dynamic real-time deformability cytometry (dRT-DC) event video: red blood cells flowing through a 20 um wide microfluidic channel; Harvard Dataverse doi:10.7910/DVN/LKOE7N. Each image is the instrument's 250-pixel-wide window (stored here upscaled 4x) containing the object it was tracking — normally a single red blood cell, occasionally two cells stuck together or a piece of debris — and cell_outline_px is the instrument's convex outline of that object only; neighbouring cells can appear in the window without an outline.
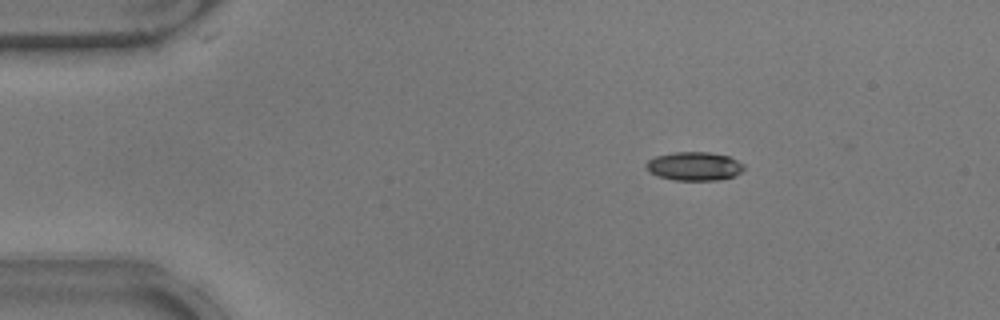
{"species": "common noctule bat (a hibernating species)", "species_latin": "Nyctalus noctula", "temperature_condition": "warm", "stored_images_in_passage": 49, "camera_frame_rate_fps": 3000, "um_per_image_px": 0.085, "animal": {"sex": "male", "body_mass_g": 17.9}, "frame": {"image": 1, "passage_image": 5, "time_ms": 1.333, "image_size_px": [1000, 320], "cell_outline_px": [[744, 168], [740, 172], [732, 176], [716, 180], [676, 180], [656, 176], [648, 172], [644, 164], [648, 160], [656, 156], [676, 152], [708, 152], [728, 156], [744, 164]], "centroid_in_image_um": [58.96, 14.13], "position_along_channel_um": 26.0, "area_um2": 16.24}}
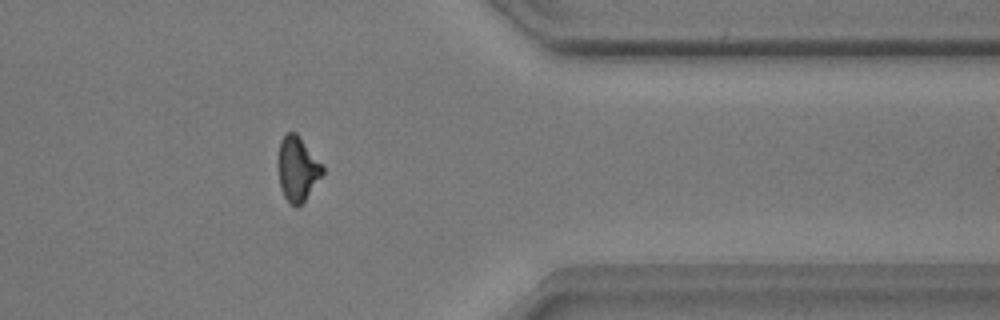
{"frame": {"image": 2, "passage_image": 39, "time_ms": 12.667, "image_size_px": [1000, 320], "cell_outline_px": [[324, 172], [304, 200], [296, 208], [284, 196], [280, 188], [280, 140], [288, 132], [296, 132], [324, 164]], "centroid_in_image_um": [25.33, 14.32], "position_along_channel_um": 386.1, "area_um2": 16.3}}
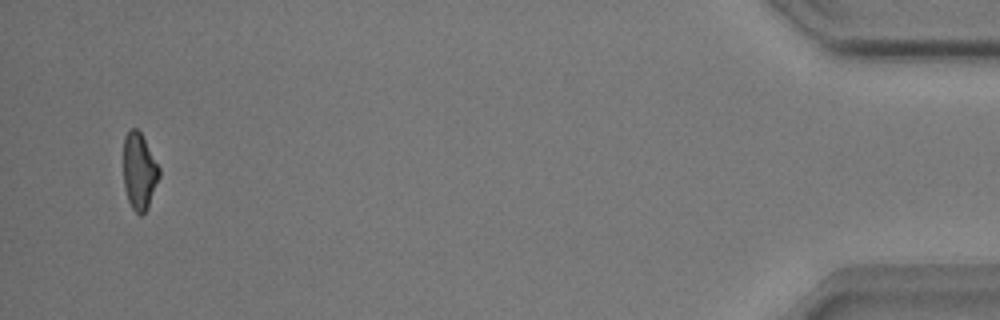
{"frame": {"image": 3, "passage_image": 47, "time_ms": 15.333, "image_size_px": [1000, 320], "cell_outline_px": [[160, 176], [148, 208], [140, 216], [132, 208], [128, 200], [124, 188], [124, 136], [132, 128], [136, 128], [140, 132], [160, 168]], "centroid_in_image_um": [11.84, 14.58], "position_along_channel_um": 423.4, "area_um2": 15.9}, "authors_computed_cell_mechanics": {"area_um2": 16.762, "velocity_mm_per_s": 3.8892, "shape_relaxation_time_tau1_ms": 3.1097, "shape_relaxation_time_tau2_ms": 4.5678, "deformation_change_tau1": 0.1366, "deformation_change_tau2": 0.1068}}